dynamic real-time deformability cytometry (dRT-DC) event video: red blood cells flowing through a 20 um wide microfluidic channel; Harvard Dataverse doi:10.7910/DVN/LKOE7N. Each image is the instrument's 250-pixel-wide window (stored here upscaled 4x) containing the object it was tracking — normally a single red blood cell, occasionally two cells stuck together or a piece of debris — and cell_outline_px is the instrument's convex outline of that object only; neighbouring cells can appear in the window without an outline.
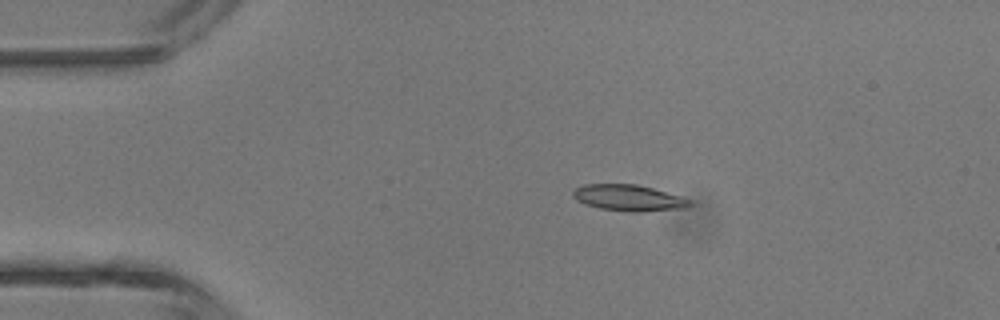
{"species": "common noctule bat (a hibernating species)", "species_latin": "Nyctalus noctula", "temperature_condition": "room temperature", "stored_images_in_passage": 4, "camera_frame_rate_fps": 3000, "um_per_image_px": 0.085, "animal": {"sex": "male", "body_mass_g": 13.3}, "frame": {"image": 1, "passage_image": 2, "time_ms": 1.333, "image_size_px": [1000, 320], "cell_outline_px": [[692, 204], [688, 208], [644, 212], [628, 212], [600, 208], [584, 204], [576, 200], [572, 196], [572, 192], [576, 188], [584, 184], [636, 184], [684, 196], [692, 200]], "centroid_in_image_um": [53.49, 16.83], "position_along_channel_um": 31.5, "area_um2": 18.21}}